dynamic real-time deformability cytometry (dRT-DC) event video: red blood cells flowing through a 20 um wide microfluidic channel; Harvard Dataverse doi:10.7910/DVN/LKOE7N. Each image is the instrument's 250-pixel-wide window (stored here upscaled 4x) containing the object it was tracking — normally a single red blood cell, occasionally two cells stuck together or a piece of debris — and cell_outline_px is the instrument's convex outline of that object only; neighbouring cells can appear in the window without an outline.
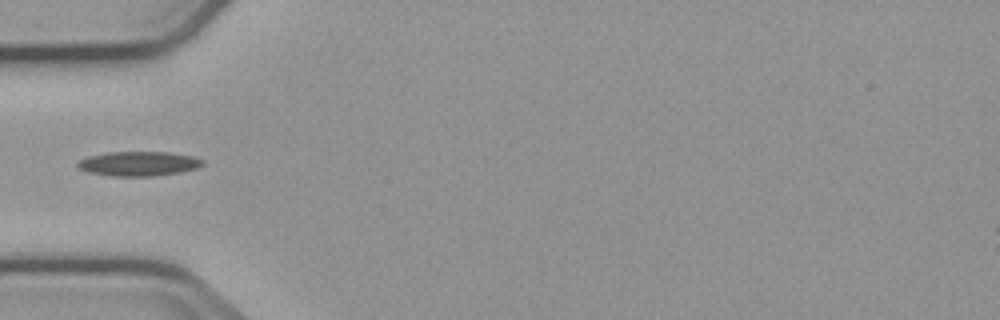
{"species": "common noctule bat (a hibernating species)", "species_latin": "Nyctalus noctula", "temperature_condition": "cold", "stored_images_in_passage": 5, "camera_frame_rate_fps": 3000, "um_per_image_px": 0.085, "animal": {"sex": "male", "body_mass_g": 23.1, "forearm_length_mm": 52.7}, "frame": {"image": 1, "passage_image": 5, "time_ms": 4.667, "image_size_px": [1000, 320], "cell_outline_px": [[204, 164], [196, 168], [180, 172], [152, 176], [112, 176], [88, 172], [80, 168], [76, 164], [80, 160], [88, 156], [108, 152], [168, 152], [192, 156], [204, 160]], "centroid_in_image_um": [11.79, 13.91], "position_along_channel_um": 73.2, "area_um2": 17.74}}